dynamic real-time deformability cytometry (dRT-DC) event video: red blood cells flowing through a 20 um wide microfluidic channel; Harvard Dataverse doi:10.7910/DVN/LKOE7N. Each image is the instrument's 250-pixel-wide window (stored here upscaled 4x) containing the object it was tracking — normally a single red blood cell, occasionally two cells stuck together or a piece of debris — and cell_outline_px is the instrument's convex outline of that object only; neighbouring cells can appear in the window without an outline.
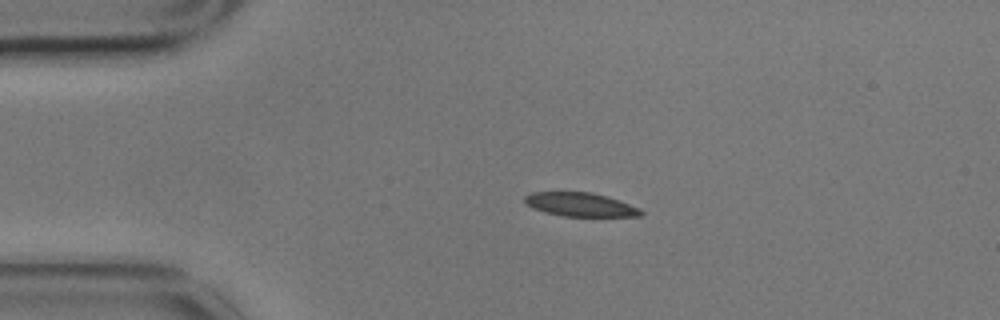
{"species": "common noctule bat (a hibernating species)", "species_latin": "Nyctalus noctula", "temperature_condition": "cold", "stored_images_in_passage": 46, "camera_frame_rate_fps": 3000, "um_per_image_px": 0.085, "animal": {"sex": "male", "body_mass_g": 17.9}, "frame": {"image": 1, "passage_image": 1, "time_ms": 0.0, "image_size_px": [1000, 320], "cell_outline_px": [[644, 216], [564, 216], [544, 212], [532, 208], [524, 200], [524, 196], [532, 192], [592, 192], [608, 196], [640, 208], [644, 212]], "centroid_in_image_um": [49.35, 17.38], "position_along_channel_um": 35.6, "area_um2": 16.13}}
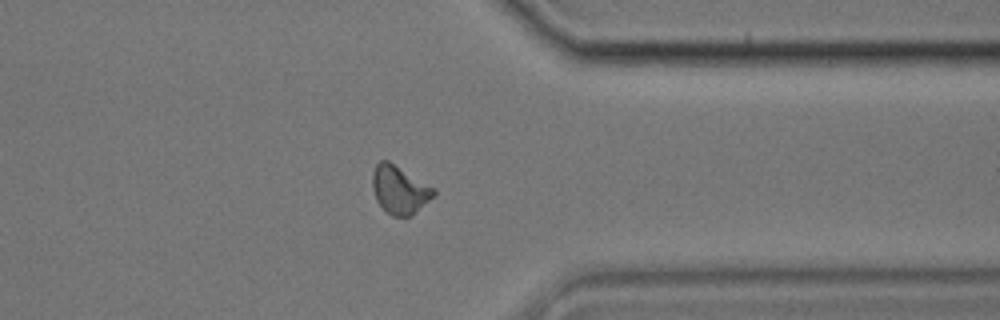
{"frame": {"image": 2, "passage_image": 34, "time_ms": 11.0, "image_size_px": [1000, 320], "cell_outline_px": [[436, 196], [408, 216], [392, 216], [376, 200], [372, 184], [372, 172], [376, 164], [380, 160], [388, 160], [436, 188]], "centroid_in_image_um": [33.98, 16.09], "position_along_channel_um": 377.4, "area_um2": 17.11}}
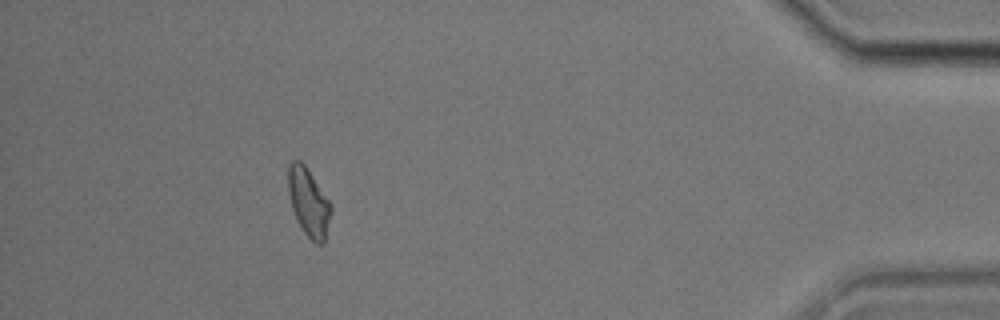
{"frame": {"image": 3, "passage_image": 41, "time_ms": 13.333, "image_size_px": [1000, 320], "cell_outline_px": [[332, 212], [324, 244], [316, 244], [304, 232], [296, 220], [292, 208], [288, 192], [288, 164], [292, 160], [300, 160], [304, 164], [332, 204]], "centroid_in_image_um": [26.24, 17.2], "position_along_channel_um": 409.0, "area_um2": 17.11}, "authors_computed_cell_mechanics": {"area_um2": 17.1088, "velocity_mm_per_s": 3.4679, "shape_relaxation_time_tau1_ms": 6.5815, "shape_relaxation_time_tau2_ms": 6.5948, "deformation_change_tau1": 0.1468, "deformation_change_tau2": 0.1195}}